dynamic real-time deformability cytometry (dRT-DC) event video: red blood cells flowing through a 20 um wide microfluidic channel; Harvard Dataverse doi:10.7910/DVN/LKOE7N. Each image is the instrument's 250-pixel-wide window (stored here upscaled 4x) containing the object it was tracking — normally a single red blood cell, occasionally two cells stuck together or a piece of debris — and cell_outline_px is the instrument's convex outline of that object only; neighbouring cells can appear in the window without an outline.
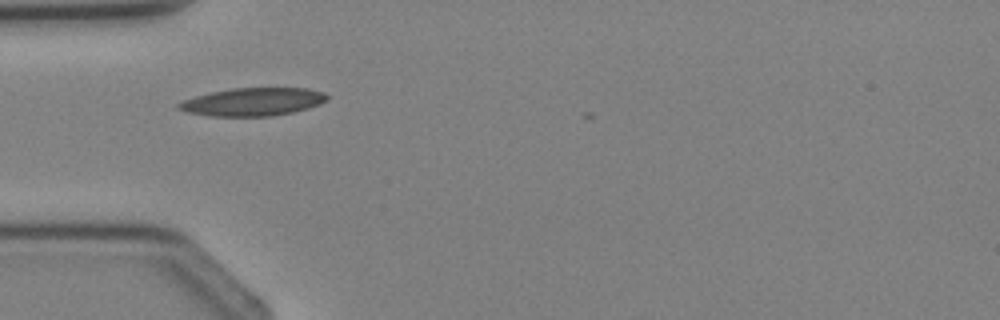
{"species": "Egyptian fruit bat (a non-hibernating species)", "species_latin": "Rousettus aegyptiacus", "temperature_condition": "cold", "stored_images_in_passage": 5, "camera_frame_rate_fps": 3000, "um_per_image_px": 0.085, "animal": {"sex": "female"}, "frame": {"image": 1, "passage_image": 4, "time_ms": 3.667, "image_size_px": [1000, 320], "cell_outline_px": [[328, 100], [320, 104], [308, 108], [292, 112], [272, 116], [208, 116], [188, 112], [176, 108], [176, 104], [184, 100], [196, 96], [212, 92], [232, 88], [308, 88], [324, 92], [328, 96]], "centroid_in_image_um": [21.51, 8.65], "position_along_channel_um": 63.5, "area_um2": 24.22}}
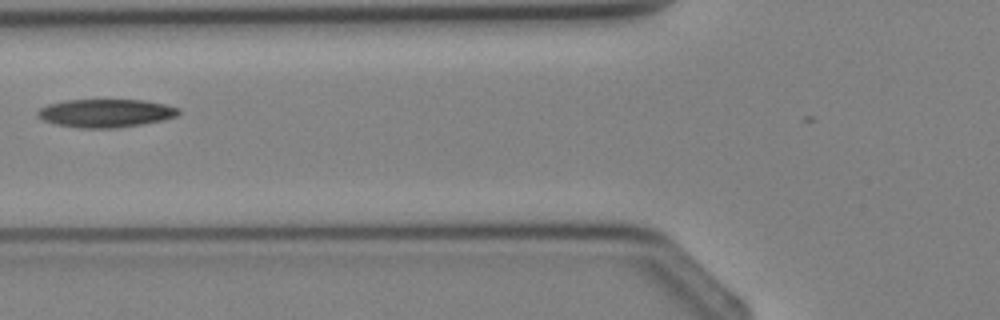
{"frame": {"image": 2, "passage_image": 5, "time_ms": 4.667, "image_size_px": [1000, 320], "cell_outline_px": [[180, 112], [176, 116], [164, 120], [116, 128], [80, 128], [56, 124], [44, 120], [36, 116], [36, 112], [40, 108], [48, 104], [64, 100], [144, 100], [164, 104], [180, 108]], "centroid_in_image_um": [8.97, 9.61], "position_along_channel_um": 116.8, "area_um2": 23.18}}